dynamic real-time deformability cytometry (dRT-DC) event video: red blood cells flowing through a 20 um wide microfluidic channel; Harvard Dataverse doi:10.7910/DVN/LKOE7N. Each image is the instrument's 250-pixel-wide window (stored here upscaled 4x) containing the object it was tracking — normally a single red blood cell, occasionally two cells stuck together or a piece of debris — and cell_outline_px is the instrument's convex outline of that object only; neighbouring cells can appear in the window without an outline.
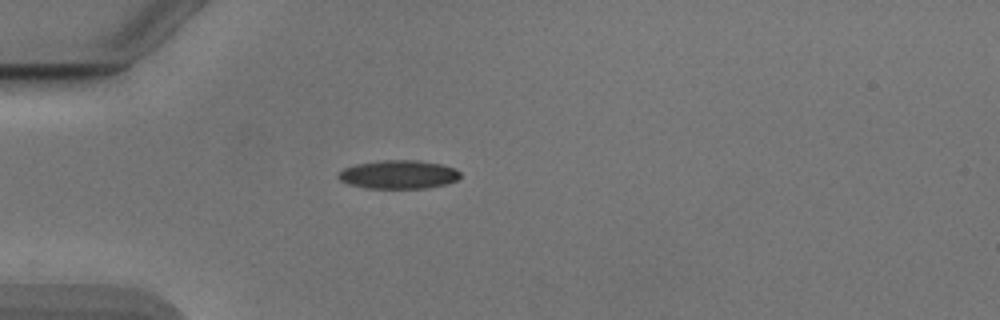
{"species": "Egyptian fruit bat (a non-hibernating species)", "species_latin": "Rousettus aegyptiacus", "temperature_condition": "cold", "stored_images_in_passage": 6, "camera_frame_rate_fps": 3000, "um_per_image_px": 0.085, "animal": {"sex": "male"}, "frame": {"image": 1, "passage_image": 1, "time_ms": 0.0, "image_size_px": [1000, 320], "cell_outline_px": [[460, 176], [456, 180], [444, 184], [428, 188], [364, 188], [348, 184], [340, 180], [336, 176], [336, 172], [344, 168], [356, 164], [380, 160], [416, 160], [440, 164], [456, 168], [460, 172]], "centroid_in_image_um": [33.82, 14.83], "position_along_channel_um": 51.2, "area_um2": 20.4}}
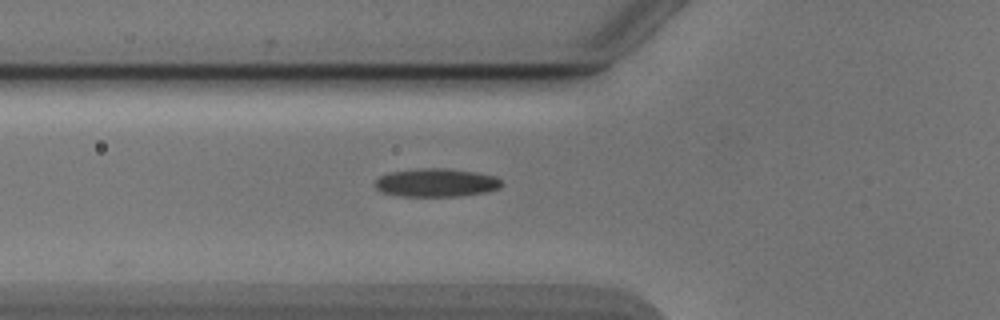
{"frame": {"image": 2, "passage_image": 5, "time_ms": 1.333, "image_size_px": [1000, 320], "cell_outline_px": [[504, 184], [500, 188], [488, 192], [460, 196], [400, 196], [380, 192], [372, 184], [380, 176], [392, 172], [420, 168], [448, 168], [476, 172], [496, 176]], "centroid_in_image_um": [37.1, 15.53], "position_along_channel_um": 88.7, "area_um2": 21.15}}